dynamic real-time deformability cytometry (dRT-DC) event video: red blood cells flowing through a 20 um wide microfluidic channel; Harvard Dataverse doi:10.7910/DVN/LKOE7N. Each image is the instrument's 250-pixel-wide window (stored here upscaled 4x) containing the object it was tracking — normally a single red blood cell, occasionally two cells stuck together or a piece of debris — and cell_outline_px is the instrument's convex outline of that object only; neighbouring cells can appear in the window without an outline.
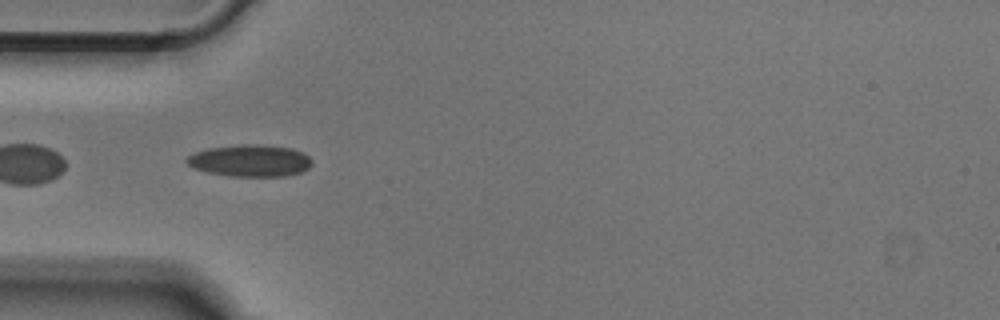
{"species": "Egyptian fruit bat (a non-hibernating species)", "species_latin": "Rousettus aegyptiacus", "temperature_condition": "cold", "stored_images_in_passage": 50, "camera_frame_rate_fps": 3000, "um_per_image_px": 0.085, "animal": {"sex": "male"}, "frame": {"image": 1, "passage_image": 15, "time_ms": 4.667, "image_size_px": [1000, 320], "cell_outline_px": [[312, 164], [308, 168], [300, 172], [284, 176], [232, 176], [208, 172], [192, 168], [184, 160], [188, 156], [196, 152], [208, 148], [244, 144], [260, 144], [292, 148], [304, 152], [312, 160]], "centroid_in_image_um": [21.27, 13.65], "position_along_channel_um": 63.7, "area_um2": 23.29}}